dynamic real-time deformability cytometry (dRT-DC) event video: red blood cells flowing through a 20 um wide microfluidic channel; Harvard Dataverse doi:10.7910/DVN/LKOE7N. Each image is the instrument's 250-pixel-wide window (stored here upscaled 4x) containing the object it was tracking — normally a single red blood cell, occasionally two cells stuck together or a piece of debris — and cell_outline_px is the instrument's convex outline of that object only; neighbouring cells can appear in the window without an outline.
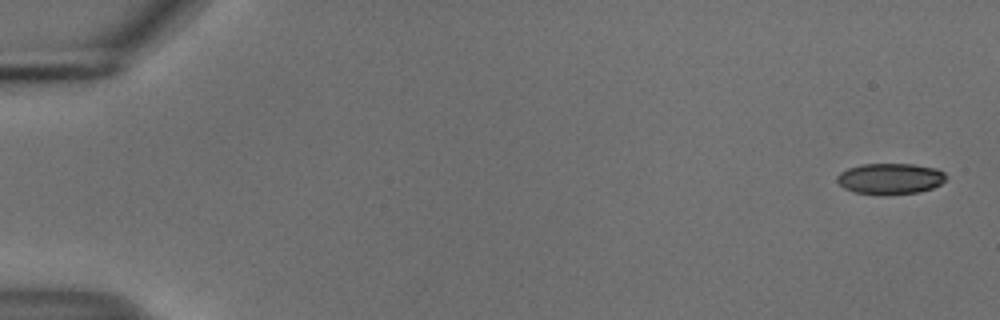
{"species": "common noctule bat (a hibernating species)", "species_latin": "Nyctalus noctula", "temperature_condition": "cold", "stored_images_in_passage": 54, "camera_frame_rate_fps": 3000, "um_per_image_px": 0.085, "animal": {"sex": "male", "body_mass_g": 18.8}, "frame": {"image": 1, "passage_image": 1, "time_ms": 0.0, "image_size_px": [1000, 320], "cell_outline_px": [[948, 176], [940, 184], [932, 188], [920, 192], [884, 196], [880, 196], [852, 192], [844, 188], [836, 180], [836, 176], [840, 172], [848, 168], [860, 164], [912, 164], [936, 168], [944, 172]], "centroid_in_image_um": [75.64, 15.21], "position_along_channel_um": 9.4, "area_um2": 20.11}}
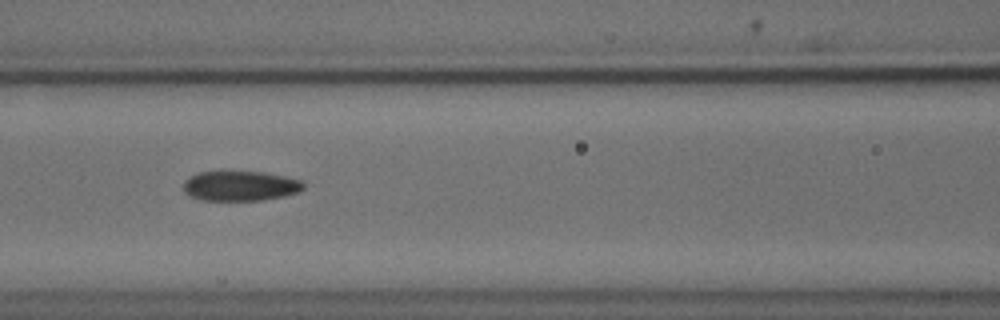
{"frame": {"image": 2, "passage_image": 24, "time_ms": 7.667, "image_size_px": [1000, 320], "cell_outline_px": [[304, 188], [300, 192], [284, 196], [264, 200], [200, 200], [184, 192], [184, 180], [188, 176], [200, 172], [224, 168], [264, 172], [288, 176], [304, 180]], "centroid_in_image_um": [20.44, 15.74], "position_along_channel_um": 146.2, "area_um2": 22.08}}
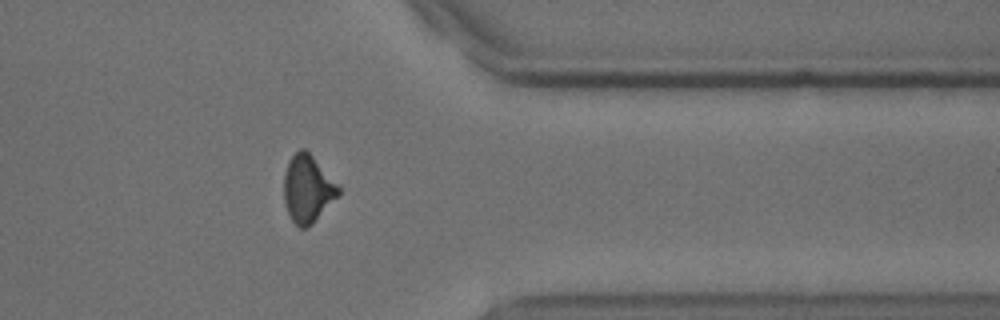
{"frame": {"image": 3, "passage_image": 44, "time_ms": 14.333, "image_size_px": [1000, 320], "cell_outline_px": [[340, 192], [312, 224], [308, 228], [300, 228], [292, 220], [284, 204], [284, 176], [288, 160], [300, 148], [304, 148], [312, 156], [340, 188]], "centroid_in_image_um": [26.11, 16.06], "position_along_channel_um": 385.3, "area_um2": 20.92}, "authors_computed_cell_mechanics": {"area_um2": 21.1548, "velocity_mm_per_s": 3.7203, "shape_relaxation_time_tau1_ms": 4.2581, "shape_relaxation_time_tau2_ms": 3.3356, "deformation_change_tau1": 0.1297, "deformation_change_tau2": 0.08}}